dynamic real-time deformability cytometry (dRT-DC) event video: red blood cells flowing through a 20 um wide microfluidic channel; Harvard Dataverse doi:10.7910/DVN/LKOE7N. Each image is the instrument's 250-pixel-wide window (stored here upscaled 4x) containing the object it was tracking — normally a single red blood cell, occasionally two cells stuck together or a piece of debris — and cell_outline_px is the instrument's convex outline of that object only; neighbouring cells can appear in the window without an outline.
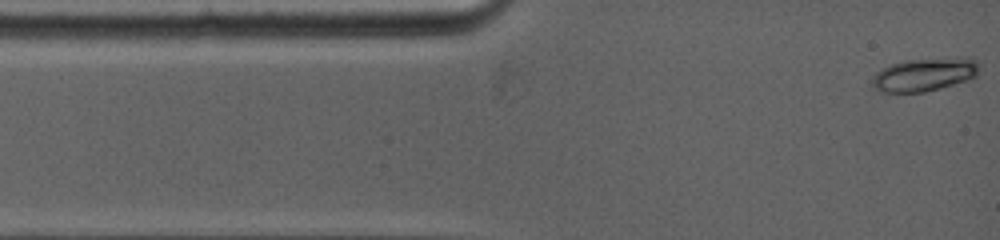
{"species": "common noctule bat (a hibernating species)", "species_latin": "Nyctalus noctula", "temperature_condition": "warm", "stored_images_in_passage": 64, "camera_frame_rate_fps": 5000, "um_per_image_px": 0.085, "animal": {"sex": "female", "body_mass_g": 19.0, "forearm_length_mm": 53.3}, "frame": {"image": 1, "passage_image": 1, "time_ms": 0.0, "image_size_px": [1000, 240], "cell_outline_px": [[980, 64], [976, 76], [940, 88], [924, 92], [876, 92], [872, 88], [872, 80], [876, 72], [892, 64], [904, 60], [956, 56], [964, 56], [976, 60]], "centroid_in_image_um": [78.57, 6.31], "position_along_channel_um": 6.4, "area_um2": 20.98}}
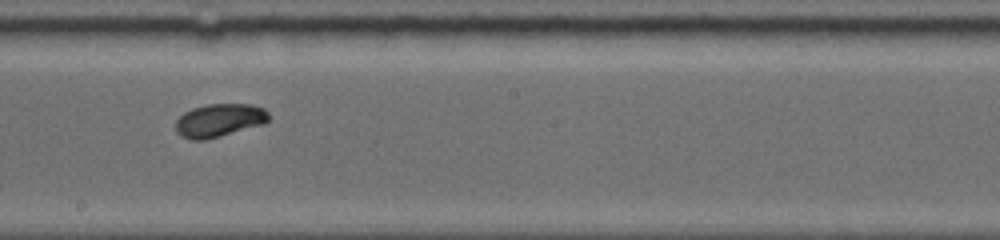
{"frame": {"image": 2, "passage_image": 32, "time_ms": 7.0, "image_size_px": [1000, 240], "cell_outline_px": [[268, 120], [264, 124], [220, 136], [204, 140], [188, 140], [180, 136], [176, 132], [176, 120], [184, 112], [192, 108], [208, 104], [252, 104], [264, 108], [268, 112]], "centroid_in_image_um": [18.62, 10.23], "position_along_channel_um": 229.6, "area_um2": 18.09}}
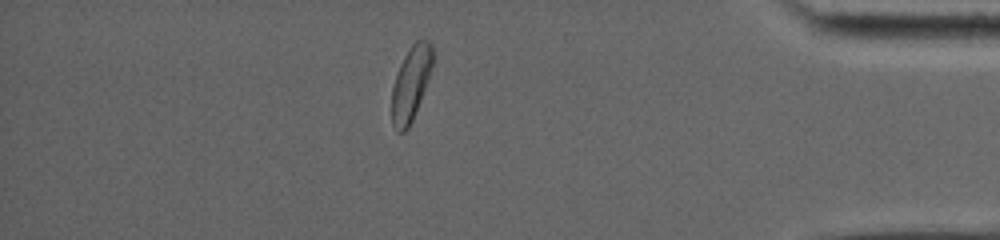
{"frame": {"image": 3, "passage_image": 56, "time_ms": 12.4, "image_size_px": [1000, 240], "cell_outline_px": [[432, 64], [428, 80], [412, 120], [408, 128], [404, 132], [396, 132], [392, 124], [392, 88], [400, 64], [404, 56], [412, 44], [416, 40], [428, 40], [432, 44]], "centroid_in_image_um": [34.91, 7.11], "position_along_channel_um": 400.3, "area_um2": 17.4}, "authors_computed_cell_mechanics": {"area_um2": 17.9758, "velocity_mm_per_s": 3.9142, "shape_relaxation_time_tau1_ms": 2.4055, "shape_relaxation_time_tau2_ms": null, "deformation_change_tau1": 0.1432, "deformation_change_tau2": null}}